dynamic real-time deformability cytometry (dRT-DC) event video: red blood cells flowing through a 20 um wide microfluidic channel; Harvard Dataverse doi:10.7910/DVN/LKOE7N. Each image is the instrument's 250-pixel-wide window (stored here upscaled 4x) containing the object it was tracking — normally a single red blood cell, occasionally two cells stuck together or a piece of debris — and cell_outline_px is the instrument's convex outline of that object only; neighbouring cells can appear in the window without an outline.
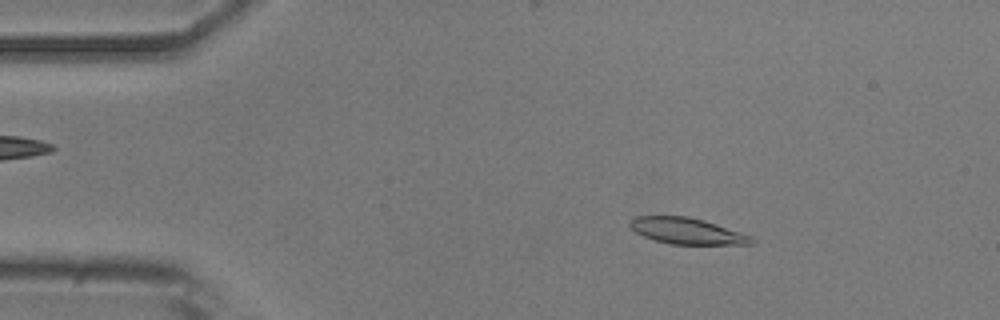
{"species": "common noctule bat (a hibernating species)", "species_latin": "Nyctalus noctula", "temperature_condition": "room temperature", "stored_images_in_passage": 52, "camera_frame_rate_fps": 3000, "um_per_image_px": 0.085, "animal": {"sex": "male", "body_mass_g": 20.5, "forearm_length_mm": 52.5}, "frame": {"image": 1, "passage_image": 8, "time_ms": 2.333, "image_size_px": [1000, 320], "cell_outline_px": [[756, 240], [752, 244], [672, 244], [656, 240], [644, 236], [636, 232], [628, 224], [628, 220], [636, 216], [688, 216], [704, 220], [752, 236]], "centroid_in_image_um": [58.39, 19.62], "position_along_channel_um": 26.6, "area_um2": 18.44}}
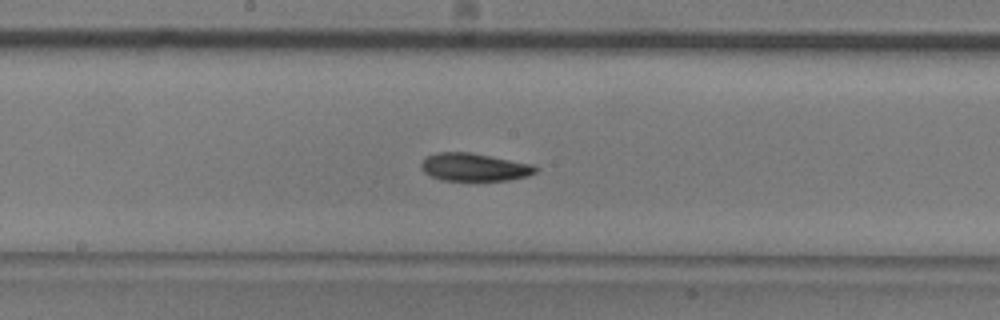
{"frame": {"image": 2, "passage_image": 27, "time_ms": 8.667, "image_size_px": [1000, 320], "cell_outline_px": [[536, 172], [528, 176], [508, 180], [440, 180], [424, 172], [420, 168], [420, 164], [428, 156], [436, 152], [468, 152], [532, 164], [536, 168]], "centroid_in_image_um": [40.28, 14.21], "position_along_channel_um": 207.9, "area_um2": 18.32}}
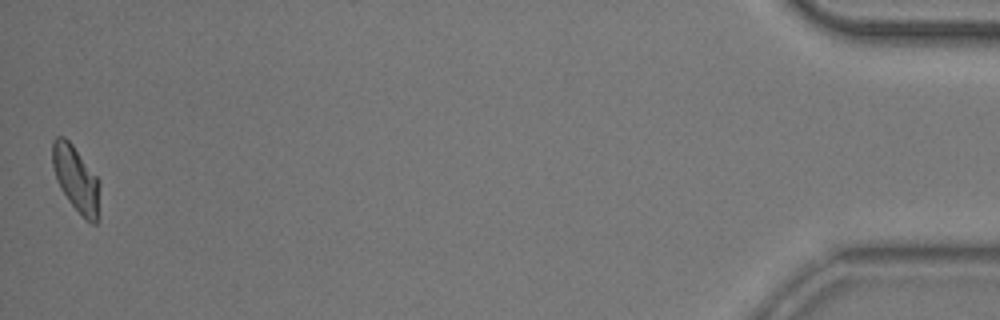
{"frame": {"image": 3, "passage_image": 52, "time_ms": 17.0, "image_size_px": [1000, 320], "cell_outline_px": [[100, 216], [96, 224], [92, 224], [84, 220], [68, 200], [60, 188], [56, 180], [52, 164], [52, 140], [56, 136], [64, 136], [72, 144], [100, 180]], "centroid_in_image_um": [6.5, 15.26], "position_along_channel_um": 428.7, "area_um2": 18.73}, "authors_computed_cell_mechanics": {"area_um2": 18.6405, "velocity_mm_per_s": 3.792, "shape_relaxation_time_tau1_ms": 6.0316, "shape_relaxation_time_tau2_ms": 5.9025, "deformation_change_tau1": 0.1506, "deformation_change_tau2": 0.122}}